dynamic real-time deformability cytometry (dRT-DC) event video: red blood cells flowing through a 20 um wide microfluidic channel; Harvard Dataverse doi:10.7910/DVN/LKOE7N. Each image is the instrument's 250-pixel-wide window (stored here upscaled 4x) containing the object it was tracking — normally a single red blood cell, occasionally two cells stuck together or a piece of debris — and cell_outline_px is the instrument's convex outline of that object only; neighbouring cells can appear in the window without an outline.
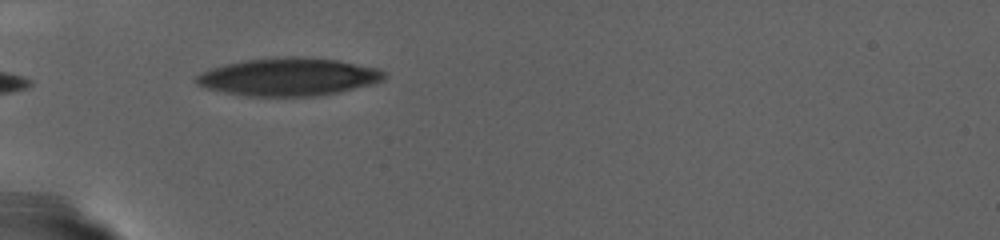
{"species": "human", "species_latin": "Homo sapiens", "temperature_condition": "warm", "stored_images_in_passage": 6, "camera_frame_rate_fps": 3000, "um_per_image_px": 0.085, "donor": {"sex": "female"}, "frame": {"image": 1, "passage_image": 1, "time_ms": 0.0, "image_size_px": [1000, 240], "cell_outline_px": [[388, 76], [384, 80], [372, 84], [340, 92], [316, 96], [248, 96], [208, 88], [196, 84], [196, 76], [200, 72], [224, 64], [240, 60], [276, 56], [300, 56], [340, 60], [380, 68], [388, 72]], "centroid_in_image_um": [24.6, 6.51], "position_along_channel_um": 60.4, "area_um2": 42.02}}